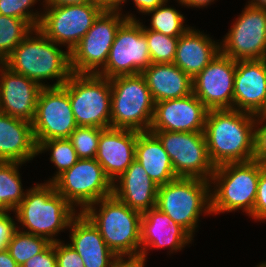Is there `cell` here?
Segmentation results:
<instances>
[{"label":"cell","mask_w":266,"mask_h":267,"mask_svg":"<svg viewBox=\"0 0 266 267\" xmlns=\"http://www.w3.org/2000/svg\"><path fill=\"white\" fill-rule=\"evenodd\" d=\"M255 115L235 109L208 110L204 135L214 166L253 160Z\"/></svg>","instance_id":"obj_1"},{"label":"cell","mask_w":266,"mask_h":267,"mask_svg":"<svg viewBox=\"0 0 266 267\" xmlns=\"http://www.w3.org/2000/svg\"><path fill=\"white\" fill-rule=\"evenodd\" d=\"M60 47L63 46L48 39L38 28H35L3 63L13 72L22 74L43 87L63 86L70 78L72 70L70 52ZM47 79L56 81L48 85L44 82Z\"/></svg>","instance_id":"obj_2"},{"label":"cell","mask_w":266,"mask_h":267,"mask_svg":"<svg viewBox=\"0 0 266 267\" xmlns=\"http://www.w3.org/2000/svg\"><path fill=\"white\" fill-rule=\"evenodd\" d=\"M14 213L19 226H22L20 228L17 225V229L54 243L60 241L56 238L58 233L68 230L70 222L79 213V208L76 210L57 193L52 182H44L27 189Z\"/></svg>","instance_id":"obj_3"},{"label":"cell","mask_w":266,"mask_h":267,"mask_svg":"<svg viewBox=\"0 0 266 267\" xmlns=\"http://www.w3.org/2000/svg\"><path fill=\"white\" fill-rule=\"evenodd\" d=\"M82 213L119 258L140 257L142 213L131 209L113 194L90 204Z\"/></svg>","instance_id":"obj_4"},{"label":"cell","mask_w":266,"mask_h":267,"mask_svg":"<svg viewBox=\"0 0 266 267\" xmlns=\"http://www.w3.org/2000/svg\"><path fill=\"white\" fill-rule=\"evenodd\" d=\"M263 166L254 159L216 166L210 180L211 215L241 209L249 216L254 209Z\"/></svg>","instance_id":"obj_5"},{"label":"cell","mask_w":266,"mask_h":267,"mask_svg":"<svg viewBox=\"0 0 266 267\" xmlns=\"http://www.w3.org/2000/svg\"><path fill=\"white\" fill-rule=\"evenodd\" d=\"M156 207L194 238L199 217L212 214L210 181L178 177L158 186Z\"/></svg>","instance_id":"obj_6"},{"label":"cell","mask_w":266,"mask_h":267,"mask_svg":"<svg viewBox=\"0 0 266 267\" xmlns=\"http://www.w3.org/2000/svg\"><path fill=\"white\" fill-rule=\"evenodd\" d=\"M111 127L147 132L155 102L144 76L120 75L110 78Z\"/></svg>","instance_id":"obj_7"},{"label":"cell","mask_w":266,"mask_h":267,"mask_svg":"<svg viewBox=\"0 0 266 267\" xmlns=\"http://www.w3.org/2000/svg\"><path fill=\"white\" fill-rule=\"evenodd\" d=\"M78 126L111 127V83L98 74L72 73L62 86Z\"/></svg>","instance_id":"obj_8"},{"label":"cell","mask_w":266,"mask_h":267,"mask_svg":"<svg viewBox=\"0 0 266 267\" xmlns=\"http://www.w3.org/2000/svg\"><path fill=\"white\" fill-rule=\"evenodd\" d=\"M126 19L137 20L129 12L102 11L70 52L72 73L98 74L105 67L116 32Z\"/></svg>","instance_id":"obj_9"},{"label":"cell","mask_w":266,"mask_h":267,"mask_svg":"<svg viewBox=\"0 0 266 267\" xmlns=\"http://www.w3.org/2000/svg\"><path fill=\"white\" fill-rule=\"evenodd\" d=\"M52 183L57 193L75 209L80 208L79 212L113 194V183L96 159H79Z\"/></svg>","instance_id":"obj_10"},{"label":"cell","mask_w":266,"mask_h":267,"mask_svg":"<svg viewBox=\"0 0 266 267\" xmlns=\"http://www.w3.org/2000/svg\"><path fill=\"white\" fill-rule=\"evenodd\" d=\"M102 10L90 1L69 5H43L38 29L71 52L92 27Z\"/></svg>","instance_id":"obj_11"},{"label":"cell","mask_w":266,"mask_h":267,"mask_svg":"<svg viewBox=\"0 0 266 267\" xmlns=\"http://www.w3.org/2000/svg\"><path fill=\"white\" fill-rule=\"evenodd\" d=\"M150 132L160 140L177 177L211 180L215 166L209 158L204 132Z\"/></svg>","instance_id":"obj_12"},{"label":"cell","mask_w":266,"mask_h":267,"mask_svg":"<svg viewBox=\"0 0 266 267\" xmlns=\"http://www.w3.org/2000/svg\"><path fill=\"white\" fill-rule=\"evenodd\" d=\"M143 22L126 19L118 28L105 67L98 73L108 79L142 73L152 62Z\"/></svg>","instance_id":"obj_13"},{"label":"cell","mask_w":266,"mask_h":267,"mask_svg":"<svg viewBox=\"0 0 266 267\" xmlns=\"http://www.w3.org/2000/svg\"><path fill=\"white\" fill-rule=\"evenodd\" d=\"M223 38L221 53L233 60L266 59V10L246 3Z\"/></svg>","instance_id":"obj_14"},{"label":"cell","mask_w":266,"mask_h":267,"mask_svg":"<svg viewBox=\"0 0 266 267\" xmlns=\"http://www.w3.org/2000/svg\"><path fill=\"white\" fill-rule=\"evenodd\" d=\"M31 124L37 146L46 140L69 138L78 127L68 93L62 86L41 89Z\"/></svg>","instance_id":"obj_15"},{"label":"cell","mask_w":266,"mask_h":267,"mask_svg":"<svg viewBox=\"0 0 266 267\" xmlns=\"http://www.w3.org/2000/svg\"><path fill=\"white\" fill-rule=\"evenodd\" d=\"M236 60L221 52L193 79V94L208 110L233 109Z\"/></svg>","instance_id":"obj_16"},{"label":"cell","mask_w":266,"mask_h":267,"mask_svg":"<svg viewBox=\"0 0 266 267\" xmlns=\"http://www.w3.org/2000/svg\"><path fill=\"white\" fill-rule=\"evenodd\" d=\"M207 113L193 93L156 102L149 131L204 132Z\"/></svg>","instance_id":"obj_17"},{"label":"cell","mask_w":266,"mask_h":267,"mask_svg":"<svg viewBox=\"0 0 266 267\" xmlns=\"http://www.w3.org/2000/svg\"><path fill=\"white\" fill-rule=\"evenodd\" d=\"M43 86L0 62V112L32 122Z\"/></svg>","instance_id":"obj_18"},{"label":"cell","mask_w":266,"mask_h":267,"mask_svg":"<svg viewBox=\"0 0 266 267\" xmlns=\"http://www.w3.org/2000/svg\"><path fill=\"white\" fill-rule=\"evenodd\" d=\"M233 109L253 115L266 112V59L236 61Z\"/></svg>","instance_id":"obj_19"},{"label":"cell","mask_w":266,"mask_h":267,"mask_svg":"<svg viewBox=\"0 0 266 267\" xmlns=\"http://www.w3.org/2000/svg\"><path fill=\"white\" fill-rule=\"evenodd\" d=\"M140 257L146 262L147 251L168 248L178 252L192 243L193 237L157 207L142 213Z\"/></svg>","instance_id":"obj_20"},{"label":"cell","mask_w":266,"mask_h":267,"mask_svg":"<svg viewBox=\"0 0 266 267\" xmlns=\"http://www.w3.org/2000/svg\"><path fill=\"white\" fill-rule=\"evenodd\" d=\"M138 131L106 128L101 131L97 162L103 167L112 183L119 178L135 160Z\"/></svg>","instance_id":"obj_21"},{"label":"cell","mask_w":266,"mask_h":267,"mask_svg":"<svg viewBox=\"0 0 266 267\" xmlns=\"http://www.w3.org/2000/svg\"><path fill=\"white\" fill-rule=\"evenodd\" d=\"M70 244L82 257L84 267H112L119 257L106 245L94 224L79 212L70 222Z\"/></svg>","instance_id":"obj_22"},{"label":"cell","mask_w":266,"mask_h":267,"mask_svg":"<svg viewBox=\"0 0 266 267\" xmlns=\"http://www.w3.org/2000/svg\"><path fill=\"white\" fill-rule=\"evenodd\" d=\"M157 191L158 185L136 160L113 182V195L140 213L156 207Z\"/></svg>","instance_id":"obj_23"},{"label":"cell","mask_w":266,"mask_h":267,"mask_svg":"<svg viewBox=\"0 0 266 267\" xmlns=\"http://www.w3.org/2000/svg\"><path fill=\"white\" fill-rule=\"evenodd\" d=\"M36 156L31 122L0 112V161L24 164Z\"/></svg>","instance_id":"obj_24"},{"label":"cell","mask_w":266,"mask_h":267,"mask_svg":"<svg viewBox=\"0 0 266 267\" xmlns=\"http://www.w3.org/2000/svg\"><path fill=\"white\" fill-rule=\"evenodd\" d=\"M190 27L177 42L174 64L192 79L220 52V42Z\"/></svg>","instance_id":"obj_25"},{"label":"cell","mask_w":266,"mask_h":267,"mask_svg":"<svg viewBox=\"0 0 266 267\" xmlns=\"http://www.w3.org/2000/svg\"><path fill=\"white\" fill-rule=\"evenodd\" d=\"M141 74L155 103L193 93L192 78L174 63H151Z\"/></svg>","instance_id":"obj_26"},{"label":"cell","mask_w":266,"mask_h":267,"mask_svg":"<svg viewBox=\"0 0 266 267\" xmlns=\"http://www.w3.org/2000/svg\"><path fill=\"white\" fill-rule=\"evenodd\" d=\"M135 154V160L143 166L149 177L158 186L178 178L169 155L160 140L150 131L138 132Z\"/></svg>","instance_id":"obj_27"},{"label":"cell","mask_w":266,"mask_h":267,"mask_svg":"<svg viewBox=\"0 0 266 267\" xmlns=\"http://www.w3.org/2000/svg\"><path fill=\"white\" fill-rule=\"evenodd\" d=\"M19 162L0 161V213L14 212L27 193L22 187Z\"/></svg>","instance_id":"obj_28"},{"label":"cell","mask_w":266,"mask_h":267,"mask_svg":"<svg viewBox=\"0 0 266 267\" xmlns=\"http://www.w3.org/2000/svg\"><path fill=\"white\" fill-rule=\"evenodd\" d=\"M168 2L169 0L161 4L154 10L146 13V15H152L150 19L151 26H146V28L160 32L167 36L180 37L191 26L184 25V21H186L185 16L181 14L179 10H176L170 5L167 6Z\"/></svg>","instance_id":"obj_29"},{"label":"cell","mask_w":266,"mask_h":267,"mask_svg":"<svg viewBox=\"0 0 266 267\" xmlns=\"http://www.w3.org/2000/svg\"><path fill=\"white\" fill-rule=\"evenodd\" d=\"M50 151V161L56 167L54 176L46 182H53L60 174L71 168L78 160L77 153L68 138L51 139L37 146V155Z\"/></svg>","instance_id":"obj_30"},{"label":"cell","mask_w":266,"mask_h":267,"mask_svg":"<svg viewBox=\"0 0 266 267\" xmlns=\"http://www.w3.org/2000/svg\"><path fill=\"white\" fill-rule=\"evenodd\" d=\"M33 29L26 20L0 15V62H3Z\"/></svg>","instance_id":"obj_31"},{"label":"cell","mask_w":266,"mask_h":267,"mask_svg":"<svg viewBox=\"0 0 266 267\" xmlns=\"http://www.w3.org/2000/svg\"><path fill=\"white\" fill-rule=\"evenodd\" d=\"M50 244L51 242L44 237L16 229L6 249L21 267L32 256L43 252Z\"/></svg>","instance_id":"obj_32"},{"label":"cell","mask_w":266,"mask_h":267,"mask_svg":"<svg viewBox=\"0 0 266 267\" xmlns=\"http://www.w3.org/2000/svg\"><path fill=\"white\" fill-rule=\"evenodd\" d=\"M143 33L147 40L152 63H173L179 37H171L147 29L143 24Z\"/></svg>","instance_id":"obj_33"},{"label":"cell","mask_w":266,"mask_h":267,"mask_svg":"<svg viewBox=\"0 0 266 267\" xmlns=\"http://www.w3.org/2000/svg\"><path fill=\"white\" fill-rule=\"evenodd\" d=\"M98 127L78 126L69 136L79 159H95L98 151L100 134Z\"/></svg>","instance_id":"obj_34"},{"label":"cell","mask_w":266,"mask_h":267,"mask_svg":"<svg viewBox=\"0 0 266 267\" xmlns=\"http://www.w3.org/2000/svg\"><path fill=\"white\" fill-rule=\"evenodd\" d=\"M38 1L40 0H0V15L26 20L35 29L42 17L41 10L34 12L32 8Z\"/></svg>","instance_id":"obj_35"},{"label":"cell","mask_w":266,"mask_h":267,"mask_svg":"<svg viewBox=\"0 0 266 267\" xmlns=\"http://www.w3.org/2000/svg\"><path fill=\"white\" fill-rule=\"evenodd\" d=\"M253 159L266 165V112L255 115Z\"/></svg>","instance_id":"obj_36"},{"label":"cell","mask_w":266,"mask_h":267,"mask_svg":"<svg viewBox=\"0 0 266 267\" xmlns=\"http://www.w3.org/2000/svg\"><path fill=\"white\" fill-rule=\"evenodd\" d=\"M57 267H84L82 257L75 249L64 241L56 242Z\"/></svg>","instance_id":"obj_37"},{"label":"cell","mask_w":266,"mask_h":267,"mask_svg":"<svg viewBox=\"0 0 266 267\" xmlns=\"http://www.w3.org/2000/svg\"><path fill=\"white\" fill-rule=\"evenodd\" d=\"M250 217L256 221H266V165L260 171L256 200Z\"/></svg>","instance_id":"obj_38"},{"label":"cell","mask_w":266,"mask_h":267,"mask_svg":"<svg viewBox=\"0 0 266 267\" xmlns=\"http://www.w3.org/2000/svg\"><path fill=\"white\" fill-rule=\"evenodd\" d=\"M21 267H57L56 242L51 243L43 252L32 256Z\"/></svg>","instance_id":"obj_39"},{"label":"cell","mask_w":266,"mask_h":267,"mask_svg":"<svg viewBox=\"0 0 266 267\" xmlns=\"http://www.w3.org/2000/svg\"><path fill=\"white\" fill-rule=\"evenodd\" d=\"M11 213H0V250L7 248L14 231L17 229V224Z\"/></svg>","instance_id":"obj_40"},{"label":"cell","mask_w":266,"mask_h":267,"mask_svg":"<svg viewBox=\"0 0 266 267\" xmlns=\"http://www.w3.org/2000/svg\"><path fill=\"white\" fill-rule=\"evenodd\" d=\"M168 0H133L137 11L142 14H146L147 12L154 10L161 4L165 3ZM127 3V0H124L123 4Z\"/></svg>","instance_id":"obj_41"},{"label":"cell","mask_w":266,"mask_h":267,"mask_svg":"<svg viewBox=\"0 0 266 267\" xmlns=\"http://www.w3.org/2000/svg\"><path fill=\"white\" fill-rule=\"evenodd\" d=\"M98 6L102 11H122L124 0H89Z\"/></svg>","instance_id":"obj_42"},{"label":"cell","mask_w":266,"mask_h":267,"mask_svg":"<svg viewBox=\"0 0 266 267\" xmlns=\"http://www.w3.org/2000/svg\"><path fill=\"white\" fill-rule=\"evenodd\" d=\"M145 264L141 257H121L112 267H145Z\"/></svg>","instance_id":"obj_43"},{"label":"cell","mask_w":266,"mask_h":267,"mask_svg":"<svg viewBox=\"0 0 266 267\" xmlns=\"http://www.w3.org/2000/svg\"><path fill=\"white\" fill-rule=\"evenodd\" d=\"M0 267H20L9 251L5 248L0 250Z\"/></svg>","instance_id":"obj_44"},{"label":"cell","mask_w":266,"mask_h":267,"mask_svg":"<svg viewBox=\"0 0 266 267\" xmlns=\"http://www.w3.org/2000/svg\"><path fill=\"white\" fill-rule=\"evenodd\" d=\"M214 1L215 0H177V2L181 4V6H184L186 8H203L205 6L207 7L208 5H211V3Z\"/></svg>","instance_id":"obj_45"},{"label":"cell","mask_w":266,"mask_h":267,"mask_svg":"<svg viewBox=\"0 0 266 267\" xmlns=\"http://www.w3.org/2000/svg\"><path fill=\"white\" fill-rule=\"evenodd\" d=\"M44 4H43V3ZM42 5H69L89 2V0H43Z\"/></svg>","instance_id":"obj_46"},{"label":"cell","mask_w":266,"mask_h":267,"mask_svg":"<svg viewBox=\"0 0 266 267\" xmlns=\"http://www.w3.org/2000/svg\"><path fill=\"white\" fill-rule=\"evenodd\" d=\"M248 5L266 10V0H249Z\"/></svg>","instance_id":"obj_47"},{"label":"cell","mask_w":266,"mask_h":267,"mask_svg":"<svg viewBox=\"0 0 266 267\" xmlns=\"http://www.w3.org/2000/svg\"><path fill=\"white\" fill-rule=\"evenodd\" d=\"M256 267H266V261L256 265Z\"/></svg>","instance_id":"obj_48"}]
</instances>
